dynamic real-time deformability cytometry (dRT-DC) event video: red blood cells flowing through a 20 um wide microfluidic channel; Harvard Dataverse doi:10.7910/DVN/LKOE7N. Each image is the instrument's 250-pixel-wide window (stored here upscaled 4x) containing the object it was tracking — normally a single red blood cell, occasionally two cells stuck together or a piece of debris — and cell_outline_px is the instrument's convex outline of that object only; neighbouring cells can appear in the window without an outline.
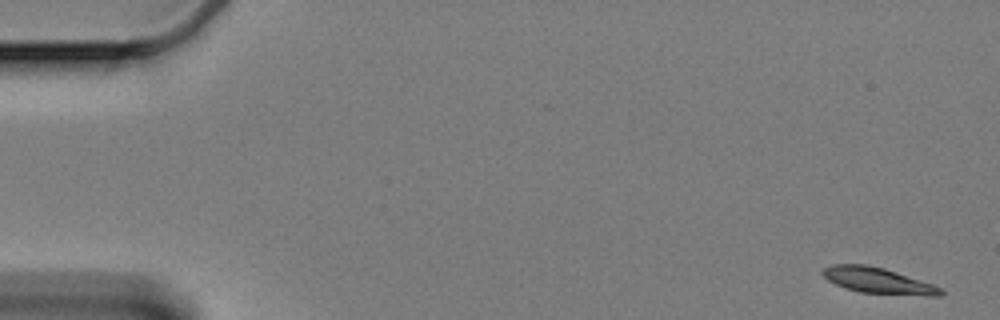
{"species": "Egyptian fruit bat (a non-hibernating species)", "species_latin": "Rousettus aegyptiacus", "temperature_condition": "cold", "stored_images_in_passage": 20, "camera_frame_rate_fps": 3000, "um_per_image_px": 0.085, "animal": {"sex": "female"}, "frame": {"image": 1, "passage_image": 1, "time_ms": 0.0, "image_size_px": [1000, 320], "cell_outline_px": [[944, 292], [940, 296], [928, 296], [860, 292], [844, 288], [828, 280], [820, 272], [824, 268], [832, 264], [868, 264], [884, 268], [932, 284], [940, 288]], "centroid_in_image_um": [74.6, 23.84], "position_along_channel_um": 10.4, "area_um2": 17.69}}
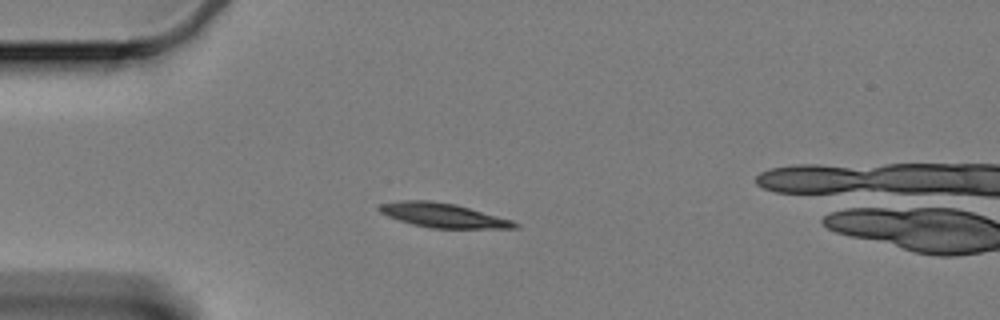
{"frame": {"image": 2, "passage_image": 15, "time_ms": 4.667, "image_size_px": [1000, 320], "cell_outline_px": [[520, 228], [432, 228], [412, 224], [388, 216], [380, 212], [376, 208], [380, 204], [400, 200], [428, 200], [456, 204], [512, 220], [520, 224]], "centroid_in_image_um": [37.66, 18.3], "position_along_channel_um": 47.3, "area_um2": 19.13}}